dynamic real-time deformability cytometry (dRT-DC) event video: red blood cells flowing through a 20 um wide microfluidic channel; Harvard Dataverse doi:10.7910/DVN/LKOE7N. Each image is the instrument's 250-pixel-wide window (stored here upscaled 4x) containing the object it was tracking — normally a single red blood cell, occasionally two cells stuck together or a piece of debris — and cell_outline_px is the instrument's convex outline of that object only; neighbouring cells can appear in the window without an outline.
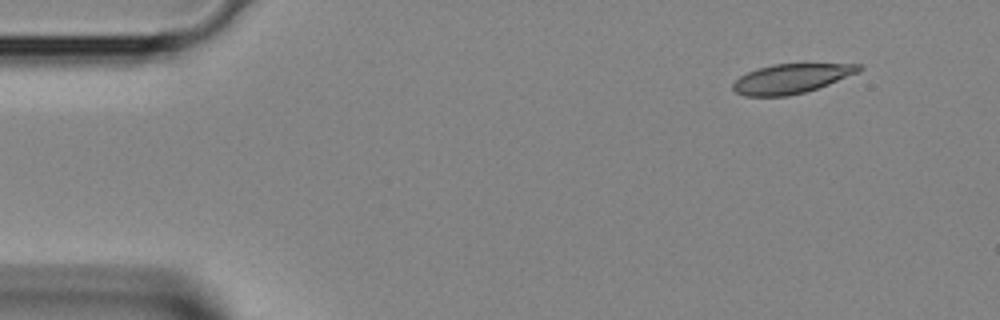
{"species": "Egyptian fruit bat (a non-hibernating species)", "species_latin": "Rousettus aegyptiacus", "temperature_condition": "room temperature", "stored_images_in_passage": 1, "camera_frame_rate_fps": 3000, "um_per_image_px": 0.085, "animal": {"sex": "female"}, "frame": {"image": 1, "passage_image": 1, "time_ms": 0.0, "image_size_px": [1000, 320], "cell_outline_px": [[864, 68], [860, 72], [828, 84], [804, 92], [784, 96], [744, 96], [736, 92], [732, 88], [732, 84], [740, 76], [756, 68], [772, 64], [860, 64]], "centroid_in_image_um": [67.25, 6.67], "position_along_channel_um": 17.7, "area_um2": 21.5}}